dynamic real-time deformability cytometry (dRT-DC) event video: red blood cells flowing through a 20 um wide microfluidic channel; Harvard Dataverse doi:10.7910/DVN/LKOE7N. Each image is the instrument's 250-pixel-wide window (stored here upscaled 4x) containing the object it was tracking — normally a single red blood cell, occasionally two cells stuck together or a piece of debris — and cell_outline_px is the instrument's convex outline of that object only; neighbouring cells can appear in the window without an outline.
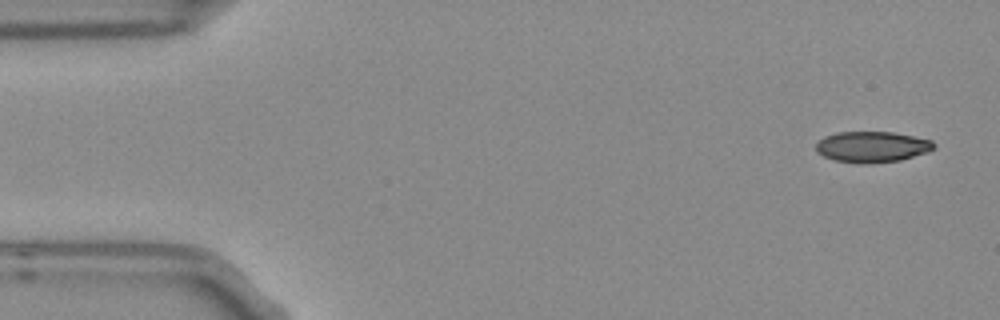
{"species": "Egyptian fruit bat (a non-hibernating species)", "species_latin": "Rousettus aegyptiacus", "temperature_condition": "room temperature", "stored_images_in_passage": 6, "camera_frame_rate_fps": 3000, "um_per_image_px": 0.085, "frame": {"image": 1, "passage_image": 1, "time_ms": 0.0, "image_size_px": [1000, 320], "cell_outline_px": [[936, 148], [928, 152], [900, 160], [864, 164], [836, 160], [824, 156], [816, 152], [816, 144], [824, 136], [836, 132], [892, 132], [932, 140], [936, 144]], "centroid_in_image_um": [74.14, 12.48], "position_along_channel_um": 10.9, "area_um2": 21.21}}
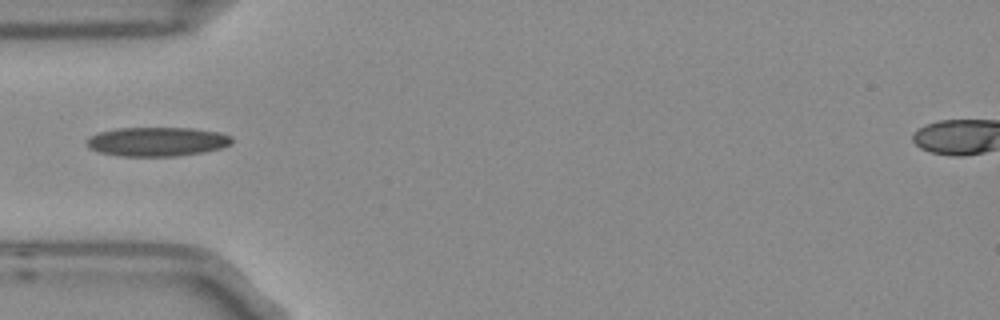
{"frame": {"image": 2, "passage_image": 5, "time_ms": 1.333, "image_size_px": [1000, 320], "cell_outline_px": [[232, 144], [220, 148], [204, 152], [176, 156], [120, 156], [100, 152], [88, 148], [84, 144], [84, 140], [88, 136], [100, 132], [116, 128], [192, 128], [220, 132], [232, 136]], "centroid_in_image_um": [13.32, 12.03], "position_along_channel_um": 71.7, "area_um2": 24.91}}
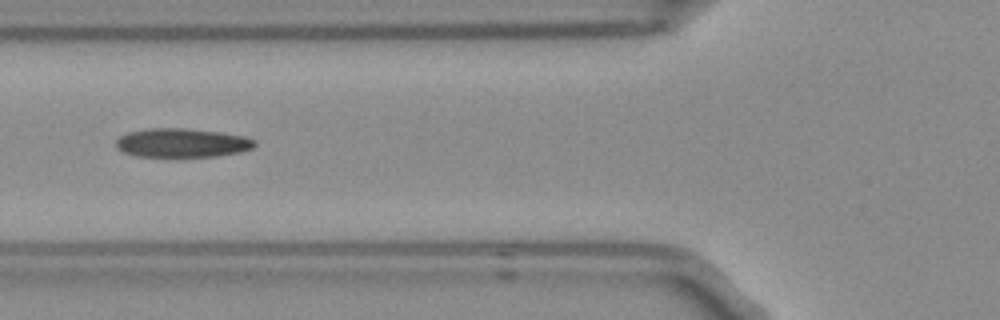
{"frame": {"image": 3, "passage_image": 6, "time_ms": 1.667, "image_size_px": [1000, 320], "cell_outline_px": [[256, 144], [252, 148], [240, 152], [216, 156], [136, 156], [124, 152], [116, 148], [116, 140], [120, 136], [128, 132], [148, 128], [184, 128], [220, 132], [244, 136], [256, 140]], "centroid_in_image_um": [15.47, 12.13], "position_along_channel_um": 110.3, "area_um2": 23.29}}